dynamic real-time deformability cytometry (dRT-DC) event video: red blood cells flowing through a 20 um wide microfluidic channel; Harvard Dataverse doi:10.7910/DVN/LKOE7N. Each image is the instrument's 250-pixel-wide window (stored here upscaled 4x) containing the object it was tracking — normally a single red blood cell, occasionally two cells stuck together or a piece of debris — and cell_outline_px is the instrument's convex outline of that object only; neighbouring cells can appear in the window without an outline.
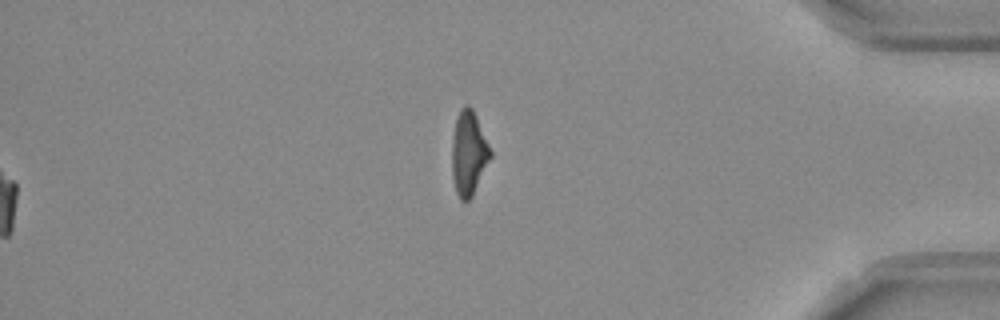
{"species": "Egyptian fruit bat (a non-hibernating species)", "species_latin": "Rousettus aegyptiacus", "temperature_condition": "room temperature", "stored_images_in_passage": 54, "segment_of_instrument_passage": [2, 2], "camera_frame_rate_fps": 3000, "um_per_image_px": 0.085, "frame": {"image": 1, "passage_image": 54, "time_ms": 17.667, "image_size_px": [1000, 320], "cell_outline_px": [[492, 156], [472, 196], [468, 200], [460, 200], [456, 192], [452, 176], [452, 140], [456, 120], [460, 108], [464, 104], [468, 104], [472, 108], [476, 116], [492, 152]], "centroid_in_image_um": [39.83, 13.01], "position_along_channel_um": 395.4, "area_um2": 18.79}}